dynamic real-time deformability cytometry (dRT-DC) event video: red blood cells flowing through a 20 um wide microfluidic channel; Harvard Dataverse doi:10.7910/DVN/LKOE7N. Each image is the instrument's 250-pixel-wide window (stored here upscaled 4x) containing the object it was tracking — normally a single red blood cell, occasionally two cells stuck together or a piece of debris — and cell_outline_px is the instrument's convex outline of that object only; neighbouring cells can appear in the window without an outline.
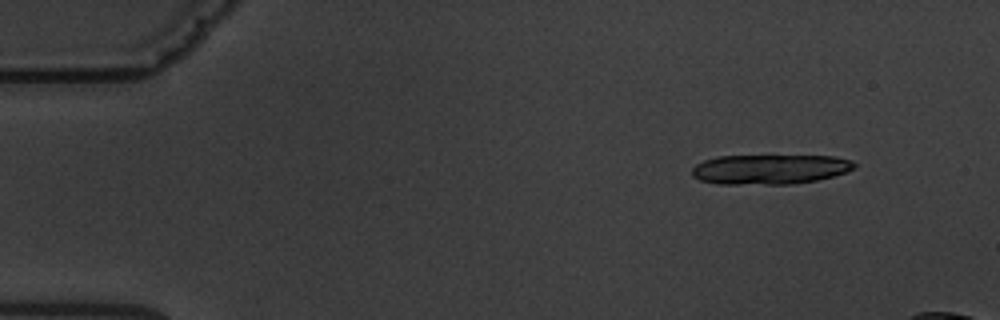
{"species": "common noctule bat (a hibernating species)", "species_latin": "Nyctalus noctula", "temperature_condition": "warm", "stored_images_in_passage": 6, "segment_of_instrument_passage": [2, 2], "camera_frame_rate_fps": 3000, "um_per_image_px": 0.085, "animal": {"sex": "male", "body_mass_g": 19.5, "forearm_length_mm": 54.6}, "frame": {"image": 1, "passage_image": 6, "time_ms": 6.0, "image_size_px": [1000, 320], "cell_outline_px": [[856, 168], [832, 176], [816, 180], [792, 184], [716, 184], [700, 180], [692, 176], [692, 168], [696, 164], [704, 160], [720, 156], [836, 156], [852, 160], [856, 164]], "centroid_in_image_um": [65.43, 14.39], "position_along_channel_um": 19.6, "area_um2": 28.21}}